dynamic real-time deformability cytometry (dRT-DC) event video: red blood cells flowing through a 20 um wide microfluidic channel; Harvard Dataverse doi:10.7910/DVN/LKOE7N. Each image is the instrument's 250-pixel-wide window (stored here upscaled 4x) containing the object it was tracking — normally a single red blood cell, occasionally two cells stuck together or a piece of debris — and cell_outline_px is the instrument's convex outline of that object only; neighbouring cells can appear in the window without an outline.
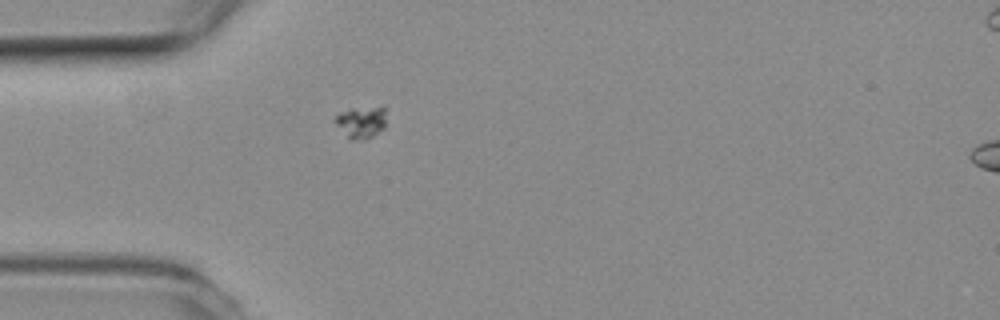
{"species": "common noctule bat (a hibernating species)", "species_latin": "Nyctalus noctula", "temperature_condition": "room temperature", "stored_images_in_passage": 5, "camera_frame_rate_fps": 3000, "um_per_image_px": 0.085, "animal": {"sex": "female", "body_mass_g": 19.3, "forearm_length_mm": 54.1}, "frame": {"image": 1, "passage_image": 5, "time_ms": 1.333, "image_size_px": [1000, 320], "cell_outline_px": [[388, 108], [384, 128], [372, 136], [364, 140], [348, 140], [332, 120], [340, 112], [352, 108], [380, 104]], "centroid_in_image_um": [30.74, 10.34], "position_along_channel_um": 54.3, "area_um2": 10.23}}